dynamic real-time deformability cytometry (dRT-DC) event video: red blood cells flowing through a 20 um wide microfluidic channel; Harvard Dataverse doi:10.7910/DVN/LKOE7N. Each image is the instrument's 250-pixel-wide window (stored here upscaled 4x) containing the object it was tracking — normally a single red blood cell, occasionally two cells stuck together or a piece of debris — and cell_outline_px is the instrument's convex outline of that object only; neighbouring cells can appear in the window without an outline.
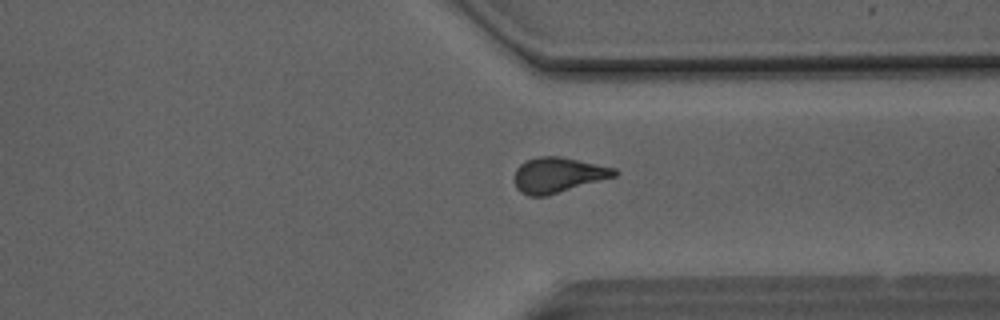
{"species": "Egyptian fruit bat (a non-hibernating species)", "species_latin": "Rousettus aegyptiacus", "temperature_condition": "room temperature", "stored_images_in_passage": 50, "camera_frame_rate_fps": 3000, "um_per_image_px": 0.085, "animal": {"sex": "male"}, "frame": {"image": 1, "passage_image": 38, "time_ms": 12.333, "image_size_px": [1000, 320], "cell_outline_px": [[620, 172], [616, 176], [548, 196], [528, 196], [520, 192], [516, 188], [516, 168], [520, 164], [528, 160], [540, 156], [560, 156], [616, 168]], "centroid_in_image_um": [47.46, 14.88], "position_along_channel_um": 363.9, "area_um2": 20.58}}
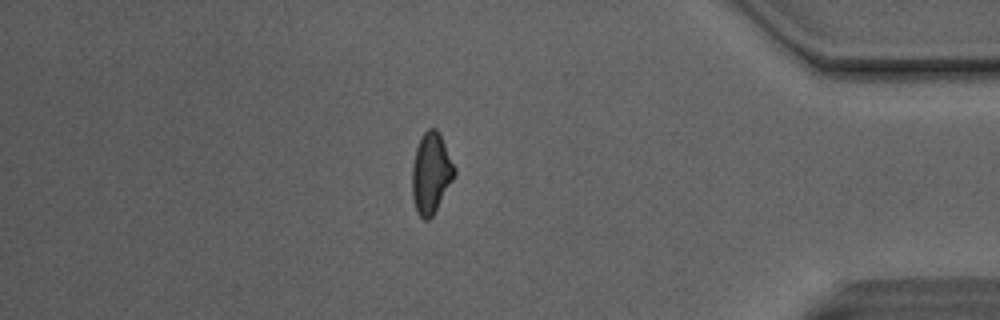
{"frame": {"image": 2, "passage_image": 43, "time_ms": 14.0, "image_size_px": [1000, 320], "cell_outline_px": [[456, 172], [452, 180], [432, 216], [428, 220], [424, 220], [416, 212], [412, 196], [412, 168], [416, 148], [420, 136], [428, 128], [436, 128], [440, 132], [456, 168]], "centroid_in_image_um": [36.63, 14.68], "position_along_channel_um": 398.6, "area_um2": 19.94}}
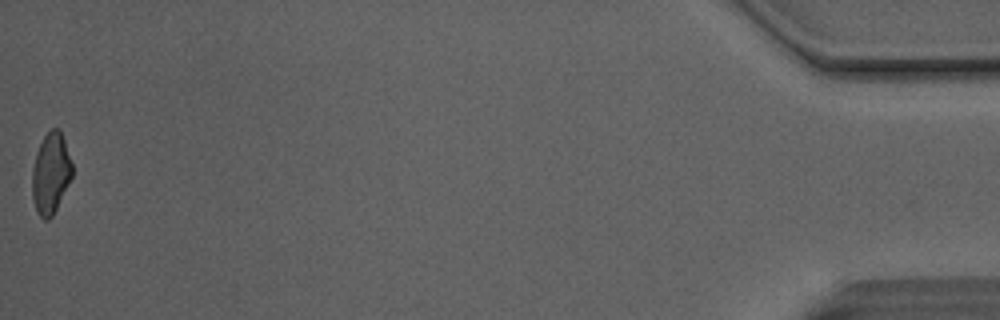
{"frame": {"image": 3, "passage_image": 50, "time_ms": 16.333, "image_size_px": [1000, 320], "cell_outline_px": [[72, 176], [52, 216], [48, 220], [44, 220], [36, 212], [32, 196], [32, 168], [36, 152], [44, 136], [52, 128], [60, 128], [72, 164]], "centroid_in_image_um": [4.29, 14.73], "position_along_channel_um": 430.9, "area_um2": 18.73}, "authors_computed_cell_mechanics": {"area_um2": 20.808, "velocity_mm_per_s": 4.1464, "shape_relaxation_time_tau1_ms": null, "shape_relaxation_time_tau2_ms": 2.2637, "deformation_change_tau1": null, "deformation_change_tau2": 0.0889}}